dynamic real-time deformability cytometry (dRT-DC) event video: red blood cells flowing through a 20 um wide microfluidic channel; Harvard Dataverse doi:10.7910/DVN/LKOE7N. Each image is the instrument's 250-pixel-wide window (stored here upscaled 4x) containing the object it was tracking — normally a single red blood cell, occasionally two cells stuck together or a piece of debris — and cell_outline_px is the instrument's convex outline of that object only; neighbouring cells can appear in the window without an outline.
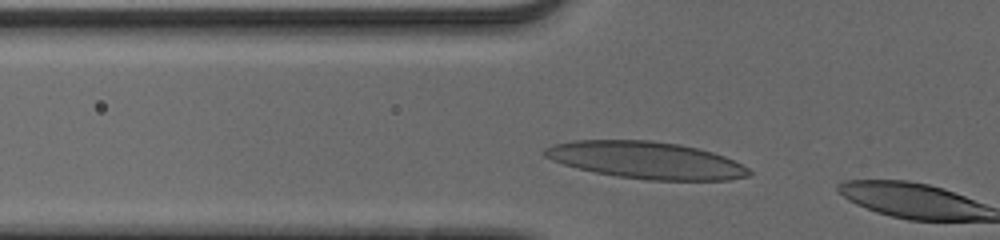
{"species": "human", "species_latin": "Homo sapiens", "temperature_condition": "cold", "stored_images_in_passage": 3, "camera_frame_rate_fps": 3000, "um_per_image_px": 0.085, "donor": {"sex": "male"}, "frame": {"image": 1, "passage_image": 2, "time_ms": 0.333, "image_size_px": [1000, 240], "cell_outline_px": [[752, 172], [748, 176], [728, 180], [648, 180], [616, 176], [576, 168], [552, 160], [544, 156], [540, 152], [544, 148], [552, 144], [576, 140], [652, 140], [680, 144], [712, 152], [724, 156], [748, 168]], "centroid_in_image_um": [54.87, 13.61], "position_along_channel_um": 70.9, "area_um2": 44.1}}